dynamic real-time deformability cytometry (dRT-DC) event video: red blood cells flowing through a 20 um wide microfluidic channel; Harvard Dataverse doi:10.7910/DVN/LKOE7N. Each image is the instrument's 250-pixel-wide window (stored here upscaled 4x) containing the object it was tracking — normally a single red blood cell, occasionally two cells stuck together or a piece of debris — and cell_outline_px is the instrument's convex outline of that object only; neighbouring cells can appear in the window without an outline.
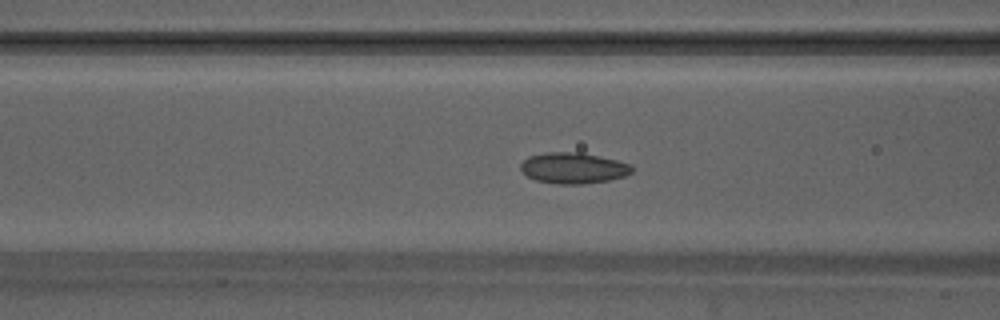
{"species": "Egyptian fruit bat (a non-hibernating species)", "species_latin": "Rousettus aegyptiacus", "temperature_condition": "warm", "stored_images_in_passage": 47, "camera_frame_rate_fps": 3000, "um_per_image_px": 0.085, "animal": {"sex": "male"}, "frame": {"image": 1, "passage_image": 18, "time_ms": 5.667, "image_size_px": [1000, 320], "cell_outline_px": [[632, 172], [624, 176], [608, 180], [580, 184], [556, 184], [536, 180], [520, 172], [520, 164], [528, 156], [544, 152], [580, 152], [600, 156], [632, 164]], "centroid_in_image_um": [48.7, 14.27], "position_along_channel_um": 117.9, "area_um2": 20.17}}
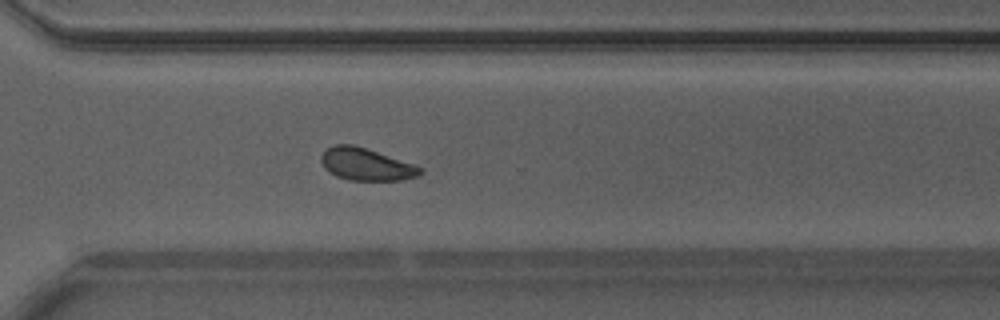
{"frame": {"image": 2, "passage_image": 34, "time_ms": 11.0, "image_size_px": [1000, 320], "cell_outline_px": [[424, 172], [420, 176], [400, 180], [348, 180], [336, 176], [324, 168], [320, 160], [320, 156], [328, 148], [336, 144], [352, 144], [416, 164], [424, 168]], "centroid_in_image_um": [31.16, 13.97], "position_along_channel_um": 339.4, "area_um2": 18.79}}
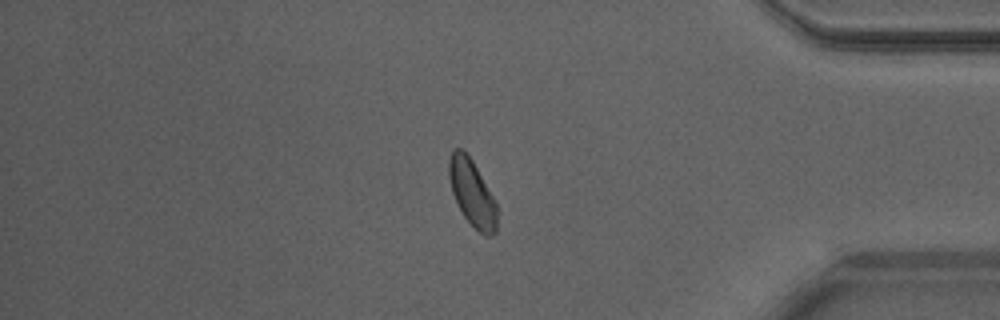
{"frame": {"image": 3, "passage_image": 40, "time_ms": 13.0, "image_size_px": [1000, 320], "cell_outline_px": [[496, 232], [492, 236], [484, 236], [464, 216], [456, 204], [452, 192], [448, 176], [448, 160], [452, 148], [460, 148], [472, 160], [496, 200]], "centroid_in_image_um": [40.11, 16.39], "position_along_channel_um": 395.1, "area_um2": 18.67}, "authors_computed_cell_mechanics": {"area_um2": 18.785, "velocity_mm_per_s": 4.1611, "shape_relaxation_time_tau1_ms": 5.8955, "shape_relaxation_time_tau2_ms": 2.2934, "deformation_change_tau1": 0.1034, "deformation_change_tau2": 0.0631}}